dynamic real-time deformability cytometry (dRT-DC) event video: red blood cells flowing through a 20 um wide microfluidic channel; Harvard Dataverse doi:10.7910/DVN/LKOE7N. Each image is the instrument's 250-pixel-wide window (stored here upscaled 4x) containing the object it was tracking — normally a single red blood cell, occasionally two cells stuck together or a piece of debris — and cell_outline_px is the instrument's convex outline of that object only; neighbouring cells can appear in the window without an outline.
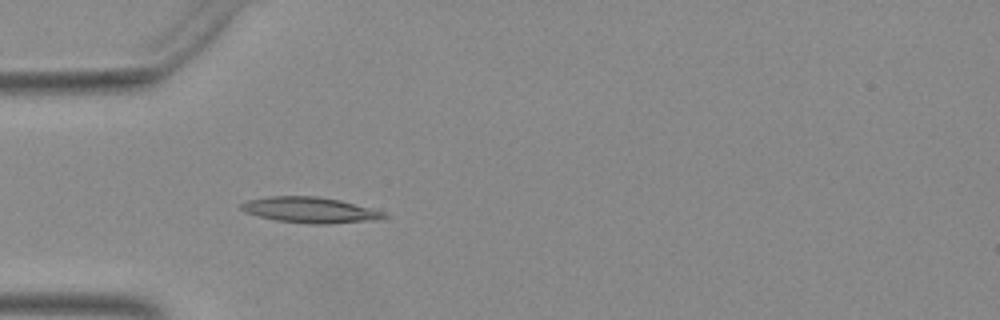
{"species": "Egyptian fruit bat (a non-hibernating species)", "species_latin": "Rousettus aegyptiacus", "temperature_condition": "warm", "stored_images_in_passage": 38, "camera_frame_rate_fps": 3000, "um_per_image_px": 0.085, "animal": {"sex": "female"}, "frame": {"image": 1, "passage_image": 15, "time_ms": 4.667, "image_size_px": [1000, 320], "cell_outline_px": [[388, 216], [372, 220], [328, 224], [308, 224], [276, 220], [244, 212], [240, 208], [240, 204], [248, 200], [268, 196], [316, 196], [340, 200], [384, 212]], "centroid_in_image_um": [26.31, 17.85], "position_along_channel_um": 58.7, "area_um2": 21.21}}
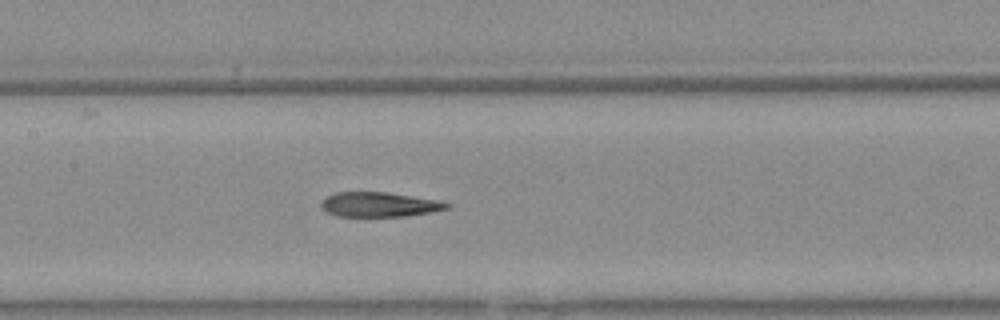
{"frame": {"image": 2, "passage_image": 24, "time_ms": 7.667, "image_size_px": [1000, 320], "cell_outline_px": [[452, 204], [448, 208], [432, 212], [404, 216], [336, 216], [328, 212], [320, 204], [324, 196], [336, 192], [388, 192], [436, 200]], "centroid_in_image_um": [32.21, 17.37], "position_along_channel_um": 175.2, "area_um2": 17.98}}
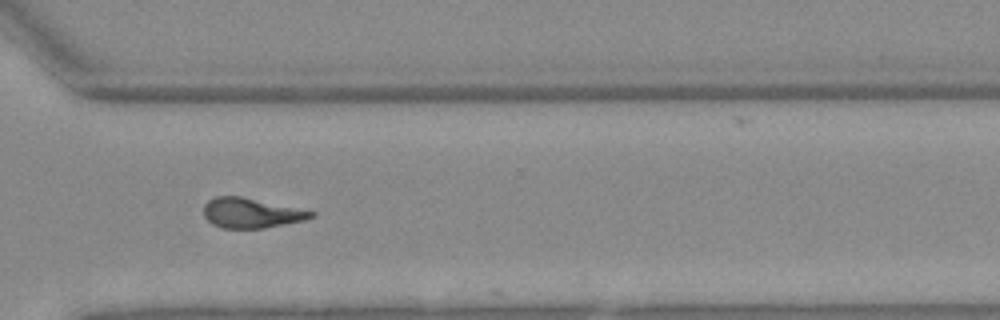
{"frame": {"image": 3, "passage_image": 37, "time_ms": 12.0, "image_size_px": [1000, 320], "cell_outline_px": [[316, 216], [304, 220], [264, 228], [220, 228], [212, 224], [204, 216], [204, 204], [208, 200], [216, 196], [240, 196], [316, 212]], "centroid_in_image_um": [21.33, 18.11], "position_along_channel_um": 349.3, "area_um2": 18.61}}